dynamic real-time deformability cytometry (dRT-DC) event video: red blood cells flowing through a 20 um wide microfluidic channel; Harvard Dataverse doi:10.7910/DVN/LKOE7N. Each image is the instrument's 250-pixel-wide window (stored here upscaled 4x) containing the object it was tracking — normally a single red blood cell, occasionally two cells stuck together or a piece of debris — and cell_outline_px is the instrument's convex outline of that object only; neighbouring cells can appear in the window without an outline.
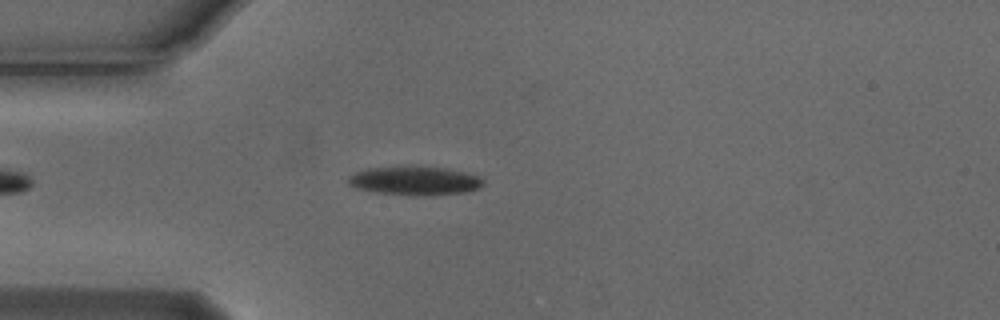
{"species": "Egyptian fruit bat (a non-hibernating species)", "species_latin": "Rousettus aegyptiacus", "temperature_condition": "cold", "stored_images_in_passage": 4, "camera_frame_rate_fps": 3000, "um_per_image_px": 0.085, "animal": {"sex": "male"}, "frame": {"image": 1, "passage_image": 4, "time_ms": 1.0, "image_size_px": [1000, 320], "cell_outline_px": [[484, 184], [480, 188], [468, 192], [424, 196], [408, 196], [376, 192], [356, 188], [348, 184], [348, 176], [356, 172], [368, 168], [448, 168], [464, 172], [476, 176], [484, 180]], "centroid_in_image_um": [35.28, 15.41], "position_along_channel_um": 49.7, "area_um2": 22.31}}